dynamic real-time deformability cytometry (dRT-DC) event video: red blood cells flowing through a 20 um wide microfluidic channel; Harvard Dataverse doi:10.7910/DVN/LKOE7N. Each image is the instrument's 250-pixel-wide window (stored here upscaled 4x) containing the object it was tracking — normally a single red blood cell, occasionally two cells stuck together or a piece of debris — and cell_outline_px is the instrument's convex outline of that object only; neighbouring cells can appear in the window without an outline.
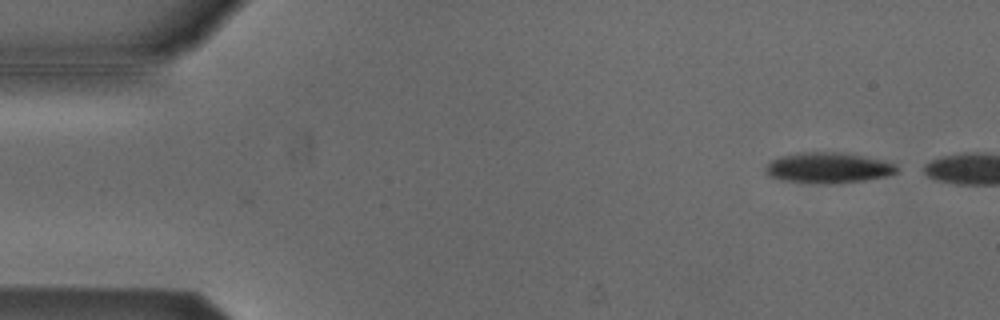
{"species": "Egyptian fruit bat (a non-hibernating species)", "species_latin": "Rousettus aegyptiacus", "temperature_condition": "cold", "stored_images_in_passage": 7, "camera_frame_rate_fps": 3000, "um_per_image_px": 0.085, "animal": {"sex": "male"}, "frame": {"image": 1, "passage_image": 1, "time_ms": 0.0, "image_size_px": [1000, 320], "cell_outline_px": [[900, 168], [896, 172], [884, 176], [864, 180], [828, 184], [820, 184], [780, 180], [768, 176], [764, 168], [772, 160], [780, 156], [800, 152], [840, 152], [864, 156], [896, 164]], "centroid_in_image_um": [70.35, 14.26], "position_along_channel_um": 14.6, "area_um2": 23.41}}